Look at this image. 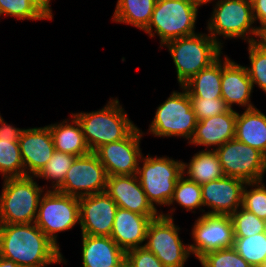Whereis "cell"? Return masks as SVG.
<instances>
[{"mask_svg": "<svg viewBox=\"0 0 266 267\" xmlns=\"http://www.w3.org/2000/svg\"><path fill=\"white\" fill-rule=\"evenodd\" d=\"M242 207L266 221V185L263 181L246 183L243 189Z\"/></svg>", "mask_w": 266, "mask_h": 267, "instance_id": "obj_35", "label": "cell"}, {"mask_svg": "<svg viewBox=\"0 0 266 267\" xmlns=\"http://www.w3.org/2000/svg\"><path fill=\"white\" fill-rule=\"evenodd\" d=\"M175 203H178V205L181 206V208L183 207L187 212L191 211L196 213L194 209H199L203 215L205 214V210L202 209L203 200L201 185L190 180L184 174L177 181L168 206H172Z\"/></svg>", "mask_w": 266, "mask_h": 267, "instance_id": "obj_29", "label": "cell"}, {"mask_svg": "<svg viewBox=\"0 0 266 267\" xmlns=\"http://www.w3.org/2000/svg\"><path fill=\"white\" fill-rule=\"evenodd\" d=\"M158 216L140 215L118 207L110 237L125 252L144 247L148 226Z\"/></svg>", "mask_w": 266, "mask_h": 267, "instance_id": "obj_21", "label": "cell"}, {"mask_svg": "<svg viewBox=\"0 0 266 267\" xmlns=\"http://www.w3.org/2000/svg\"><path fill=\"white\" fill-rule=\"evenodd\" d=\"M256 42L266 50V26H263L258 31V37Z\"/></svg>", "mask_w": 266, "mask_h": 267, "instance_id": "obj_41", "label": "cell"}, {"mask_svg": "<svg viewBox=\"0 0 266 267\" xmlns=\"http://www.w3.org/2000/svg\"><path fill=\"white\" fill-rule=\"evenodd\" d=\"M233 248L252 267L266 262V232L248 237H234Z\"/></svg>", "mask_w": 266, "mask_h": 267, "instance_id": "obj_30", "label": "cell"}, {"mask_svg": "<svg viewBox=\"0 0 266 267\" xmlns=\"http://www.w3.org/2000/svg\"><path fill=\"white\" fill-rule=\"evenodd\" d=\"M183 87L190 97H221V56L210 66L193 76Z\"/></svg>", "mask_w": 266, "mask_h": 267, "instance_id": "obj_27", "label": "cell"}, {"mask_svg": "<svg viewBox=\"0 0 266 267\" xmlns=\"http://www.w3.org/2000/svg\"><path fill=\"white\" fill-rule=\"evenodd\" d=\"M42 0H0V17H14L18 20H52L53 13Z\"/></svg>", "mask_w": 266, "mask_h": 267, "instance_id": "obj_28", "label": "cell"}, {"mask_svg": "<svg viewBox=\"0 0 266 267\" xmlns=\"http://www.w3.org/2000/svg\"><path fill=\"white\" fill-rule=\"evenodd\" d=\"M81 235L83 267H126V252L111 237Z\"/></svg>", "mask_w": 266, "mask_h": 267, "instance_id": "obj_22", "label": "cell"}, {"mask_svg": "<svg viewBox=\"0 0 266 267\" xmlns=\"http://www.w3.org/2000/svg\"><path fill=\"white\" fill-rule=\"evenodd\" d=\"M35 176L3 179L0 194V224L34 223L39 202L48 186H39ZM35 180V181H34Z\"/></svg>", "mask_w": 266, "mask_h": 267, "instance_id": "obj_4", "label": "cell"}, {"mask_svg": "<svg viewBox=\"0 0 266 267\" xmlns=\"http://www.w3.org/2000/svg\"><path fill=\"white\" fill-rule=\"evenodd\" d=\"M190 100L197 121L225 113L229 110L222 98L190 97Z\"/></svg>", "mask_w": 266, "mask_h": 267, "instance_id": "obj_37", "label": "cell"}, {"mask_svg": "<svg viewBox=\"0 0 266 267\" xmlns=\"http://www.w3.org/2000/svg\"><path fill=\"white\" fill-rule=\"evenodd\" d=\"M235 139L258 149L266 156V114L256 107L237 112Z\"/></svg>", "mask_w": 266, "mask_h": 267, "instance_id": "obj_24", "label": "cell"}, {"mask_svg": "<svg viewBox=\"0 0 266 267\" xmlns=\"http://www.w3.org/2000/svg\"><path fill=\"white\" fill-rule=\"evenodd\" d=\"M163 213L153 219L147 229L144 247L151 251L164 267H184L191 255L189 244H184L179 236L180 227L175 225L173 213Z\"/></svg>", "mask_w": 266, "mask_h": 267, "instance_id": "obj_9", "label": "cell"}, {"mask_svg": "<svg viewBox=\"0 0 266 267\" xmlns=\"http://www.w3.org/2000/svg\"><path fill=\"white\" fill-rule=\"evenodd\" d=\"M117 208V204L106 192L79 198V225L82 234L110 237Z\"/></svg>", "mask_w": 266, "mask_h": 267, "instance_id": "obj_15", "label": "cell"}, {"mask_svg": "<svg viewBox=\"0 0 266 267\" xmlns=\"http://www.w3.org/2000/svg\"><path fill=\"white\" fill-rule=\"evenodd\" d=\"M0 267H22L14 263L12 260L0 256Z\"/></svg>", "mask_w": 266, "mask_h": 267, "instance_id": "obj_42", "label": "cell"}, {"mask_svg": "<svg viewBox=\"0 0 266 267\" xmlns=\"http://www.w3.org/2000/svg\"><path fill=\"white\" fill-rule=\"evenodd\" d=\"M259 267H266V262H264L262 265H260Z\"/></svg>", "mask_w": 266, "mask_h": 267, "instance_id": "obj_45", "label": "cell"}, {"mask_svg": "<svg viewBox=\"0 0 266 267\" xmlns=\"http://www.w3.org/2000/svg\"><path fill=\"white\" fill-rule=\"evenodd\" d=\"M199 6L188 0H157L151 21L144 30L150 38L157 35L160 47L166 42L194 35Z\"/></svg>", "mask_w": 266, "mask_h": 267, "instance_id": "obj_6", "label": "cell"}, {"mask_svg": "<svg viewBox=\"0 0 266 267\" xmlns=\"http://www.w3.org/2000/svg\"><path fill=\"white\" fill-rule=\"evenodd\" d=\"M182 175V160H174L167 156L153 157L149 154L141 157L137 171L141 187L155 209L162 205L168 207L176 183Z\"/></svg>", "mask_w": 266, "mask_h": 267, "instance_id": "obj_7", "label": "cell"}, {"mask_svg": "<svg viewBox=\"0 0 266 267\" xmlns=\"http://www.w3.org/2000/svg\"><path fill=\"white\" fill-rule=\"evenodd\" d=\"M180 89L182 92H171L157 107L146 134L150 133L160 138L181 137L190 142L198 121L188 92L183 86H180Z\"/></svg>", "mask_w": 266, "mask_h": 267, "instance_id": "obj_8", "label": "cell"}, {"mask_svg": "<svg viewBox=\"0 0 266 267\" xmlns=\"http://www.w3.org/2000/svg\"><path fill=\"white\" fill-rule=\"evenodd\" d=\"M25 129L14 127L4 121L0 114V140H11V142H19Z\"/></svg>", "mask_w": 266, "mask_h": 267, "instance_id": "obj_39", "label": "cell"}, {"mask_svg": "<svg viewBox=\"0 0 266 267\" xmlns=\"http://www.w3.org/2000/svg\"><path fill=\"white\" fill-rule=\"evenodd\" d=\"M199 262L203 267H252L233 247L208 252Z\"/></svg>", "mask_w": 266, "mask_h": 267, "instance_id": "obj_36", "label": "cell"}, {"mask_svg": "<svg viewBox=\"0 0 266 267\" xmlns=\"http://www.w3.org/2000/svg\"><path fill=\"white\" fill-rule=\"evenodd\" d=\"M183 174L198 185L225 177L215 150L202 149L188 163L183 162Z\"/></svg>", "mask_w": 266, "mask_h": 267, "instance_id": "obj_25", "label": "cell"}, {"mask_svg": "<svg viewBox=\"0 0 266 267\" xmlns=\"http://www.w3.org/2000/svg\"><path fill=\"white\" fill-rule=\"evenodd\" d=\"M157 0H117L112 21L145 30L152 18Z\"/></svg>", "mask_w": 266, "mask_h": 267, "instance_id": "obj_26", "label": "cell"}, {"mask_svg": "<svg viewBox=\"0 0 266 267\" xmlns=\"http://www.w3.org/2000/svg\"><path fill=\"white\" fill-rule=\"evenodd\" d=\"M234 237H248L266 232V221L258 218L242 206L230 215Z\"/></svg>", "mask_w": 266, "mask_h": 267, "instance_id": "obj_34", "label": "cell"}, {"mask_svg": "<svg viewBox=\"0 0 266 267\" xmlns=\"http://www.w3.org/2000/svg\"><path fill=\"white\" fill-rule=\"evenodd\" d=\"M72 114L79 121L91 152H95L104 144L124 139L136 127L118 98H110L98 111Z\"/></svg>", "mask_w": 266, "mask_h": 267, "instance_id": "obj_2", "label": "cell"}, {"mask_svg": "<svg viewBox=\"0 0 266 267\" xmlns=\"http://www.w3.org/2000/svg\"><path fill=\"white\" fill-rule=\"evenodd\" d=\"M250 65L245 66L252 82L266 94V50L256 41L248 43Z\"/></svg>", "mask_w": 266, "mask_h": 267, "instance_id": "obj_33", "label": "cell"}, {"mask_svg": "<svg viewBox=\"0 0 266 267\" xmlns=\"http://www.w3.org/2000/svg\"><path fill=\"white\" fill-rule=\"evenodd\" d=\"M25 176H36L52 157L55 147L48 126L27 128L19 139Z\"/></svg>", "mask_w": 266, "mask_h": 267, "instance_id": "obj_19", "label": "cell"}, {"mask_svg": "<svg viewBox=\"0 0 266 267\" xmlns=\"http://www.w3.org/2000/svg\"><path fill=\"white\" fill-rule=\"evenodd\" d=\"M143 135L145 133L136 126L124 139L104 144L95 151L108 177L137 174L144 155L140 148Z\"/></svg>", "mask_w": 266, "mask_h": 267, "instance_id": "obj_14", "label": "cell"}, {"mask_svg": "<svg viewBox=\"0 0 266 267\" xmlns=\"http://www.w3.org/2000/svg\"><path fill=\"white\" fill-rule=\"evenodd\" d=\"M0 173L2 180L25 176L19 142L0 140Z\"/></svg>", "mask_w": 266, "mask_h": 267, "instance_id": "obj_32", "label": "cell"}, {"mask_svg": "<svg viewBox=\"0 0 266 267\" xmlns=\"http://www.w3.org/2000/svg\"><path fill=\"white\" fill-rule=\"evenodd\" d=\"M236 119L237 111L229 109L225 113L198 121L189 145L206 146V150L219 148L235 139Z\"/></svg>", "mask_w": 266, "mask_h": 267, "instance_id": "obj_20", "label": "cell"}, {"mask_svg": "<svg viewBox=\"0 0 266 267\" xmlns=\"http://www.w3.org/2000/svg\"><path fill=\"white\" fill-rule=\"evenodd\" d=\"M224 56V60L221 57L222 99L231 110H234V104L245 107V110L255 108L251 103L254 91L246 67Z\"/></svg>", "mask_w": 266, "mask_h": 267, "instance_id": "obj_18", "label": "cell"}, {"mask_svg": "<svg viewBox=\"0 0 266 267\" xmlns=\"http://www.w3.org/2000/svg\"><path fill=\"white\" fill-rule=\"evenodd\" d=\"M105 192L119 208L140 215H160L161 211L155 209L148 201L137 174L109 176Z\"/></svg>", "mask_w": 266, "mask_h": 267, "instance_id": "obj_17", "label": "cell"}, {"mask_svg": "<svg viewBox=\"0 0 266 267\" xmlns=\"http://www.w3.org/2000/svg\"><path fill=\"white\" fill-rule=\"evenodd\" d=\"M213 12L207 20L208 34L223 48L224 39H241L255 42L258 28L255 24L251 0H213ZM253 35V36H252ZM256 39H255V38Z\"/></svg>", "mask_w": 266, "mask_h": 267, "instance_id": "obj_5", "label": "cell"}, {"mask_svg": "<svg viewBox=\"0 0 266 267\" xmlns=\"http://www.w3.org/2000/svg\"><path fill=\"white\" fill-rule=\"evenodd\" d=\"M34 223L59 247L58 233L80 224L79 198L46 190L40 199Z\"/></svg>", "mask_w": 266, "mask_h": 267, "instance_id": "obj_10", "label": "cell"}, {"mask_svg": "<svg viewBox=\"0 0 266 267\" xmlns=\"http://www.w3.org/2000/svg\"><path fill=\"white\" fill-rule=\"evenodd\" d=\"M108 175L95 152L77 156L56 190L62 194L81 198L105 192Z\"/></svg>", "mask_w": 266, "mask_h": 267, "instance_id": "obj_12", "label": "cell"}, {"mask_svg": "<svg viewBox=\"0 0 266 267\" xmlns=\"http://www.w3.org/2000/svg\"><path fill=\"white\" fill-rule=\"evenodd\" d=\"M225 176L238 178L246 183L263 181L266 173V156L258 149L236 139L215 149Z\"/></svg>", "mask_w": 266, "mask_h": 267, "instance_id": "obj_11", "label": "cell"}, {"mask_svg": "<svg viewBox=\"0 0 266 267\" xmlns=\"http://www.w3.org/2000/svg\"><path fill=\"white\" fill-rule=\"evenodd\" d=\"M188 1L195 3L199 7H201L202 5H206L207 3L213 2V0H188Z\"/></svg>", "mask_w": 266, "mask_h": 267, "instance_id": "obj_43", "label": "cell"}, {"mask_svg": "<svg viewBox=\"0 0 266 267\" xmlns=\"http://www.w3.org/2000/svg\"><path fill=\"white\" fill-rule=\"evenodd\" d=\"M77 156L55 150L52 157L41 171L35 176L37 179L51 181L49 190H57L64 181L66 173Z\"/></svg>", "mask_w": 266, "mask_h": 267, "instance_id": "obj_31", "label": "cell"}, {"mask_svg": "<svg viewBox=\"0 0 266 267\" xmlns=\"http://www.w3.org/2000/svg\"><path fill=\"white\" fill-rule=\"evenodd\" d=\"M35 223L0 224V256L22 267H47L68 261Z\"/></svg>", "mask_w": 266, "mask_h": 267, "instance_id": "obj_1", "label": "cell"}, {"mask_svg": "<svg viewBox=\"0 0 266 267\" xmlns=\"http://www.w3.org/2000/svg\"><path fill=\"white\" fill-rule=\"evenodd\" d=\"M51 9V0H42Z\"/></svg>", "mask_w": 266, "mask_h": 267, "instance_id": "obj_44", "label": "cell"}, {"mask_svg": "<svg viewBox=\"0 0 266 267\" xmlns=\"http://www.w3.org/2000/svg\"><path fill=\"white\" fill-rule=\"evenodd\" d=\"M70 117L62 122L47 125L53 137L55 150L75 156L88 154L90 150L81 125L72 113Z\"/></svg>", "mask_w": 266, "mask_h": 267, "instance_id": "obj_23", "label": "cell"}, {"mask_svg": "<svg viewBox=\"0 0 266 267\" xmlns=\"http://www.w3.org/2000/svg\"><path fill=\"white\" fill-rule=\"evenodd\" d=\"M253 17L255 23L260 24L257 26L260 30L263 26H266V0H251Z\"/></svg>", "mask_w": 266, "mask_h": 267, "instance_id": "obj_40", "label": "cell"}, {"mask_svg": "<svg viewBox=\"0 0 266 267\" xmlns=\"http://www.w3.org/2000/svg\"><path fill=\"white\" fill-rule=\"evenodd\" d=\"M162 47L168 49L173 59L179 86L223 55L222 47L208 33L202 32L170 40Z\"/></svg>", "mask_w": 266, "mask_h": 267, "instance_id": "obj_3", "label": "cell"}, {"mask_svg": "<svg viewBox=\"0 0 266 267\" xmlns=\"http://www.w3.org/2000/svg\"><path fill=\"white\" fill-rule=\"evenodd\" d=\"M192 226L194 242L189 244V250L196 259L208 252L233 247L234 231L230 216L202 214Z\"/></svg>", "mask_w": 266, "mask_h": 267, "instance_id": "obj_13", "label": "cell"}, {"mask_svg": "<svg viewBox=\"0 0 266 267\" xmlns=\"http://www.w3.org/2000/svg\"><path fill=\"white\" fill-rule=\"evenodd\" d=\"M126 267H164L161 261L145 247L126 251Z\"/></svg>", "mask_w": 266, "mask_h": 267, "instance_id": "obj_38", "label": "cell"}, {"mask_svg": "<svg viewBox=\"0 0 266 267\" xmlns=\"http://www.w3.org/2000/svg\"><path fill=\"white\" fill-rule=\"evenodd\" d=\"M246 182L229 176L201 185L205 214L230 216L242 206ZM211 209V210H210Z\"/></svg>", "mask_w": 266, "mask_h": 267, "instance_id": "obj_16", "label": "cell"}]
</instances>
